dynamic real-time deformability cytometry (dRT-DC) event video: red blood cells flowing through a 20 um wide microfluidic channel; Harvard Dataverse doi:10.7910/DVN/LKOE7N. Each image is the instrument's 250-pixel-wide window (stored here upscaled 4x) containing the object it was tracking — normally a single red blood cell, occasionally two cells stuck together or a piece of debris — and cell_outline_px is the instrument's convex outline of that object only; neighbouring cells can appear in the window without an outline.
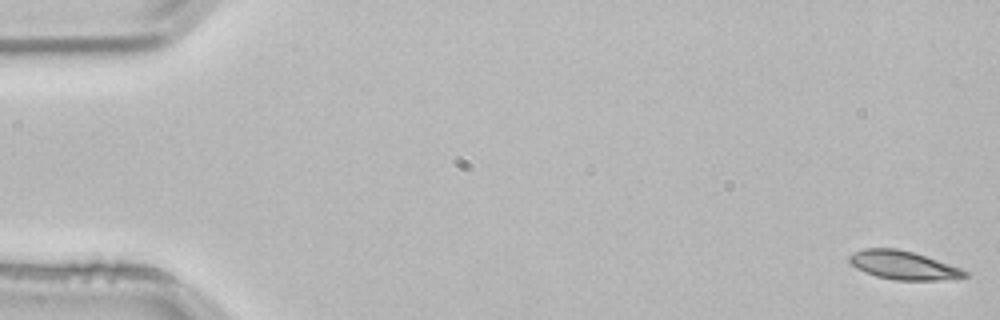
{"species": "common noctule bat (a hibernating species)", "species_latin": "Nyctalus noctula", "temperature_condition": "room temperature", "stored_images_in_passage": 4, "camera_frame_rate_fps": 3000, "um_per_image_px": 0.085, "animal": {"sex": "male", "body_mass_g": 21.5, "forearm_length_mm": 52.0}, "frame": {"image": 1, "passage_image": 1, "time_ms": 0.0, "image_size_px": [1000, 320], "cell_outline_px": [[968, 276], [936, 280], [896, 280], [876, 276], [864, 272], [856, 268], [848, 260], [848, 256], [864, 248], [896, 248], [912, 252], [960, 268], [968, 272]], "centroid_in_image_um": [76.73, 22.54], "position_along_channel_um": 8.3, "area_um2": 18.84}}